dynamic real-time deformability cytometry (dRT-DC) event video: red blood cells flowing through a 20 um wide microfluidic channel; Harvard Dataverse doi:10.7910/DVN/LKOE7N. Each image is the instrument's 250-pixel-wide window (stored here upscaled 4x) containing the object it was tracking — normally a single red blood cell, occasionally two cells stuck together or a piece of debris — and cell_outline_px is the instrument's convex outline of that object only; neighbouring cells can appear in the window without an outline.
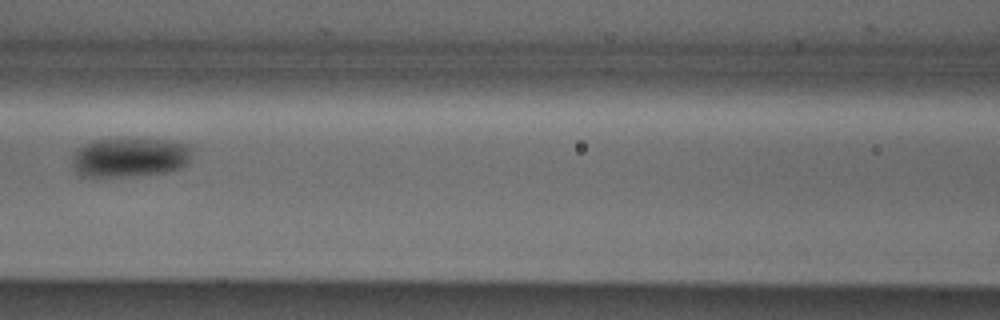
{"species": "Egyptian fruit bat (a non-hibernating species)", "species_latin": "Rousettus aegyptiacus", "temperature_condition": "cold", "stored_images_in_passage": 5, "camera_frame_rate_fps": 3000, "um_per_image_px": 0.085, "animal": {"sex": "male"}, "frame": {"image": 1, "passage_image": 5, "time_ms": 1.333, "image_size_px": [1000, 320], "cell_outline_px": [[192, 160], [188, 164], [180, 168], [164, 172], [136, 176], [80, 176], [76, 172], [72, 160], [72, 156], [76, 148], [92, 140], [120, 136], [132, 136], [168, 140], [192, 144]], "centroid_in_image_um": [11.07, 13.31], "position_along_channel_um": 155.5, "area_um2": 28.9}}